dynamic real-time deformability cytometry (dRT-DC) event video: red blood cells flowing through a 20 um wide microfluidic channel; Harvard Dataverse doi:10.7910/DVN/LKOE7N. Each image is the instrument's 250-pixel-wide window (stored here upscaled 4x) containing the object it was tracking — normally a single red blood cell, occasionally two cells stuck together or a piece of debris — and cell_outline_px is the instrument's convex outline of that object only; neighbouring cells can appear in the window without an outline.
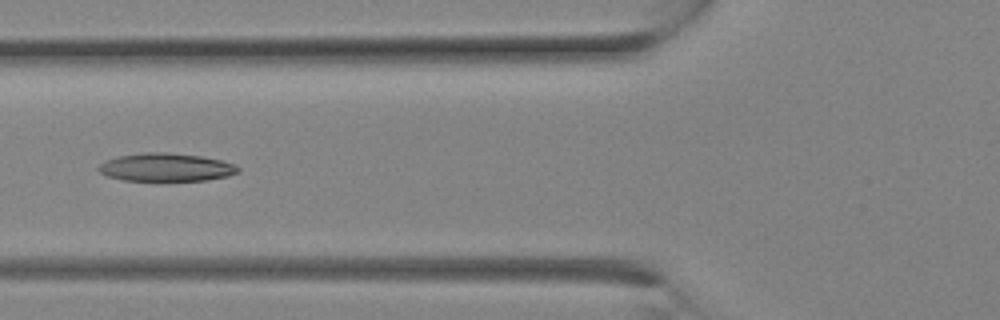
{"species": "Egyptian fruit bat (a non-hibernating species)", "species_latin": "Rousettus aegyptiacus", "temperature_condition": "room temperature", "stored_images_in_passage": 11, "camera_frame_rate_fps": 3000, "um_per_image_px": 0.085, "animal": {"sex": "female"}, "frame": {"image": 1, "passage_image": 10, "time_ms": 3.0, "image_size_px": [1000, 320], "cell_outline_px": [[240, 172], [228, 176], [204, 180], [124, 180], [108, 176], [100, 172], [96, 168], [104, 160], [116, 156], [144, 152], [164, 152], [200, 156], [220, 160], [236, 164], [240, 168]], "centroid_in_image_um": [14.1, 14.21], "position_along_channel_um": 111.7, "area_um2": 22.83}}